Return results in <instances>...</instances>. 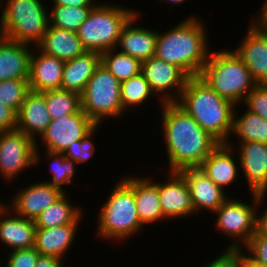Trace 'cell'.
<instances>
[{
  "label": "cell",
  "mask_w": 267,
  "mask_h": 267,
  "mask_svg": "<svg viewBox=\"0 0 267 267\" xmlns=\"http://www.w3.org/2000/svg\"><path fill=\"white\" fill-rule=\"evenodd\" d=\"M29 91L28 79L0 81V103L18 112Z\"/></svg>",
  "instance_id": "e575fe53"
},
{
  "label": "cell",
  "mask_w": 267,
  "mask_h": 267,
  "mask_svg": "<svg viewBox=\"0 0 267 267\" xmlns=\"http://www.w3.org/2000/svg\"><path fill=\"white\" fill-rule=\"evenodd\" d=\"M101 64V54L85 51L74 59L65 61L61 89L82 95L87 82Z\"/></svg>",
  "instance_id": "d4e9b609"
},
{
  "label": "cell",
  "mask_w": 267,
  "mask_h": 267,
  "mask_svg": "<svg viewBox=\"0 0 267 267\" xmlns=\"http://www.w3.org/2000/svg\"><path fill=\"white\" fill-rule=\"evenodd\" d=\"M176 103L220 144L230 140L237 106L220 97L199 76L188 78Z\"/></svg>",
  "instance_id": "3957f363"
},
{
  "label": "cell",
  "mask_w": 267,
  "mask_h": 267,
  "mask_svg": "<svg viewBox=\"0 0 267 267\" xmlns=\"http://www.w3.org/2000/svg\"><path fill=\"white\" fill-rule=\"evenodd\" d=\"M39 256L35 247L11 250L6 267H36Z\"/></svg>",
  "instance_id": "74e56055"
},
{
  "label": "cell",
  "mask_w": 267,
  "mask_h": 267,
  "mask_svg": "<svg viewBox=\"0 0 267 267\" xmlns=\"http://www.w3.org/2000/svg\"><path fill=\"white\" fill-rule=\"evenodd\" d=\"M67 196L68 194L64 193L34 220L36 228H54L70 223H81L82 209L73 206Z\"/></svg>",
  "instance_id": "83f0119b"
},
{
  "label": "cell",
  "mask_w": 267,
  "mask_h": 267,
  "mask_svg": "<svg viewBox=\"0 0 267 267\" xmlns=\"http://www.w3.org/2000/svg\"><path fill=\"white\" fill-rule=\"evenodd\" d=\"M8 209L9 207L6 204L0 202L1 242L4 246L11 247L12 250L34 247L36 237L34 220L13 214L12 210Z\"/></svg>",
  "instance_id": "ac0fdd59"
},
{
  "label": "cell",
  "mask_w": 267,
  "mask_h": 267,
  "mask_svg": "<svg viewBox=\"0 0 267 267\" xmlns=\"http://www.w3.org/2000/svg\"><path fill=\"white\" fill-rule=\"evenodd\" d=\"M168 180L158 182L159 199L164 216L167 219L194 215L190 191L184 177L178 171H168Z\"/></svg>",
  "instance_id": "4fadbf2b"
},
{
  "label": "cell",
  "mask_w": 267,
  "mask_h": 267,
  "mask_svg": "<svg viewBox=\"0 0 267 267\" xmlns=\"http://www.w3.org/2000/svg\"><path fill=\"white\" fill-rule=\"evenodd\" d=\"M17 112L0 103V132L16 129Z\"/></svg>",
  "instance_id": "60d3db41"
},
{
  "label": "cell",
  "mask_w": 267,
  "mask_h": 267,
  "mask_svg": "<svg viewBox=\"0 0 267 267\" xmlns=\"http://www.w3.org/2000/svg\"><path fill=\"white\" fill-rule=\"evenodd\" d=\"M240 249V267H267V265L252 259L247 253Z\"/></svg>",
  "instance_id": "f6af8a7d"
},
{
  "label": "cell",
  "mask_w": 267,
  "mask_h": 267,
  "mask_svg": "<svg viewBox=\"0 0 267 267\" xmlns=\"http://www.w3.org/2000/svg\"><path fill=\"white\" fill-rule=\"evenodd\" d=\"M36 141L17 129L0 132V174L10 181L41 161Z\"/></svg>",
  "instance_id": "30bf717a"
},
{
  "label": "cell",
  "mask_w": 267,
  "mask_h": 267,
  "mask_svg": "<svg viewBox=\"0 0 267 267\" xmlns=\"http://www.w3.org/2000/svg\"><path fill=\"white\" fill-rule=\"evenodd\" d=\"M64 193L45 182H37L19 190L11 205L6 204L14 214L35 220L46 208ZM11 207V208H10Z\"/></svg>",
  "instance_id": "e0dca14e"
},
{
  "label": "cell",
  "mask_w": 267,
  "mask_h": 267,
  "mask_svg": "<svg viewBox=\"0 0 267 267\" xmlns=\"http://www.w3.org/2000/svg\"><path fill=\"white\" fill-rule=\"evenodd\" d=\"M168 171L199 167L220 144L176 102L160 104Z\"/></svg>",
  "instance_id": "6da1fadb"
},
{
  "label": "cell",
  "mask_w": 267,
  "mask_h": 267,
  "mask_svg": "<svg viewBox=\"0 0 267 267\" xmlns=\"http://www.w3.org/2000/svg\"><path fill=\"white\" fill-rule=\"evenodd\" d=\"M50 122L44 95L30 90L17 112L16 129L37 141V136L44 133Z\"/></svg>",
  "instance_id": "d6986e66"
},
{
  "label": "cell",
  "mask_w": 267,
  "mask_h": 267,
  "mask_svg": "<svg viewBox=\"0 0 267 267\" xmlns=\"http://www.w3.org/2000/svg\"><path fill=\"white\" fill-rule=\"evenodd\" d=\"M244 248L252 259L267 265V236L256 231Z\"/></svg>",
  "instance_id": "f35d334b"
},
{
  "label": "cell",
  "mask_w": 267,
  "mask_h": 267,
  "mask_svg": "<svg viewBox=\"0 0 267 267\" xmlns=\"http://www.w3.org/2000/svg\"><path fill=\"white\" fill-rule=\"evenodd\" d=\"M29 44L0 36V81L29 79L32 51Z\"/></svg>",
  "instance_id": "44dd1931"
},
{
  "label": "cell",
  "mask_w": 267,
  "mask_h": 267,
  "mask_svg": "<svg viewBox=\"0 0 267 267\" xmlns=\"http://www.w3.org/2000/svg\"><path fill=\"white\" fill-rule=\"evenodd\" d=\"M257 231L260 234L267 236V207L260 216H257Z\"/></svg>",
  "instance_id": "bcb514c9"
},
{
  "label": "cell",
  "mask_w": 267,
  "mask_h": 267,
  "mask_svg": "<svg viewBox=\"0 0 267 267\" xmlns=\"http://www.w3.org/2000/svg\"><path fill=\"white\" fill-rule=\"evenodd\" d=\"M0 17V36L36 47L49 25L42 0H6Z\"/></svg>",
  "instance_id": "8992f818"
},
{
  "label": "cell",
  "mask_w": 267,
  "mask_h": 267,
  "mask_svg": "<svg viewBox=\"0 0 267 267\" xmlns=\"http://www.w3.org/2000/svg\"><path fill=\"white\" fill-rule=\"evenodd\" d=\"M161 1L166 2V4H168L167 2H169L172 5H179V4L186 2V0H160V2Z\"/></svg>",
  "instance_id": "7dc6e473"
},
{
  "label": "cell",
  "mask_w": 267,
  "mask_h": 267,
  "mask_svg": "<svg viewBox=\"0 0 267 267\" xmlns=\"http://www.w3.org/2000/svg\"><path fill=\"white\" fill-rule=\"evenodd\" d=\"M138 15L133 16L122 28L118 45L122 49L120 52L143 62L155 55L158 32L135 26Z\"/></svg>",
  "instance_id": "7402d4cb"
},
{
  "label": "cell",
  "mask_w": 267,
  "mask_h": 267,
  "mask_svg": "<svg viewBox=\"0 0 267 267\" xmlns=\"http://www.w3.org/2000/svg\"><path fill=\"white\" fill-rule=\"evenodd\" d=\"M97 125L91 132H89L83 139L73 142L63 152L67 159L75 161L78 165L86 163L95 152V144L92 142V136L99 129Z\"/></svg>",
  "instance_id": "d590c367"
},
{
  "label": "cell",
  "mask_w": 267,
  "mask_h": 267,
  "mask_svg": "<svg viewBox=\"0 0 267 267\" xmlns=\"http://www.w3.org/2000/svg\"><path fill=\"white\" fill-rule=\"evenodd\" d=\"M178 172L188 185L195 214L204 209L214 213L228 199L225 190L217 186L199 167Z\"/></svg>",
  "instance_id": "2e32d148"
},
{
  "label": "cell",
  "mask_w": 267,
  "mask_h": 267,
  "mask_svg": "<svg viewBox=\"0 0 267 267\" xmlns=\"http://www.w3.org/2000/svg\"><path fill=\"white\" fill-rule=\"evenodd\" d=\"M81 109L96 124L125 113L121 102V81L102 64L96 69L81 95Z\"/></svg>",
  "instance_id": "ba28073f"
},
{
  "label": "cell",
  "mask_w": 267,
  "mask_h": 267,
  "mask_svg": "<svg viewBox=\"0 0 267 267\" xmlns=\"http://www.w3.org/2000/svg\"><path fill=\"white\" fill-rule=\"evenodd\" d=\"M260 11L256 20L251 21L258 29L267 33V0L263 3Z\"/></svg>",
  "instance_id": "ee69618b"
},
{
  "label": "cell",
  "mask_w": 267,
  "mask_h": 267,
  "mask_svg": "<svg viewBox=\"0 0 267 267\" xmlns=\"http://www.w3.org/2000/svg\"><path fill=\"white\" fill-rule=\"evenodd\" d=\"M238 162L247 180L251 194H267V144L261 142L238 143Z\"/></svg>",
  "instance_id": "5bb4252c"
},
{
  "label": "cell",
  "mask_w": 267,
  "mask_h": 267,
  "mask_svg": "<svg viewBox=\"0 0 267 267\" xmlns=\"http://www.w3.org/2000/svg\"><path fill=\"white\" fill-rule=\"evenodd\" d=\"M98 215L97 234L103 239L126 240L144 227L139 219L133 189L121 178Z\"/></svg>",
  "instance_id": "52a82bcc"
},
{
  "label": "cell",
  "mask_w": 267,
  "mask_h": 267,
  "mask_svg": "<svg viewBox=\"0 0 267 267\" xmlns=\"http://www.w3.org/2000/svg\"><path fill=\"white\" fill-rule=\"evenodd\" d=\"M96 126L81 109L78 113L51 120L40 138L46 151L63 153L70 144L83 139Z\"/></svg>",
  "instance_id": "7c38bea8"
},
{
  "label": "cell",
  "mask_w": 267,
  "mask_h": 267,
  "mask_svg": "<svg viewBox=\"0 0 267 267\" xmlns=\"http://www.w3.org/2000/svg\"><path fill=\"white\" fill-rule=\"evenodd\" d=\"M206 267H240V249H226Z\"/></svg>",
  "instance_id": "ab89813d"
},
{
  "label": "cell",
  "mask_w": 267,
  "mask_h": 267,
  "mask_svg": "<svg viewBox=\"0 0 267 267\" xmlns=\"http://www.w3.org/2000/svg\"><path fill=\"white\" fill-rule=\"evenodd\" d=\"M247 110L267 120V84H258L244 99Z\"/></svg>",
  "instance_id": "8d00e7d4"
},
{
  "label": "cell",
  "mask_w": 267,
  "mask_h": 267,
  "mask_svg": "<svg viewBox=\"0 0 267 267\" xmlns=\"http://www.w3.org/2000/svg\"><path fill=\"white\" fill-rule=\"evenodd\" d=\"M134 9L118 5L96 4L77 31L86 51L102 54L118 46L122 28L137 14Z\"/></svg>",
  "instance_id": "5b68a950"
},
{
  "label": "cell",
  "mask_w": 267,
  "mask_h": 267,
  "mask_svg": "<svg viewBox=\"0 0 267 267\" xmlns=\"http://www.w3.org/2000/svg\"><path fill=\"white\" fill-rule=\"evenodd\" d=\"M228 141L219 144L202 162L199 168L222 189L238 177V166L234 161L233 145Z\"/></svg>",
  "instance_id": "cb8c5ba5"
},
{
  "label": "cell",
  "mask_w": 267,
  "mask_h": 267,
  "mask_svg": "<svg viewBox=\"0 0 267 267\" xmlns=\"http://www.w3.org/2000/svg\"><path fill=\"white\" fill-rule=\"evenodd\" d=\"M199 77L218 95L239 105L258 85L233 50L210 52Z\"/></svg>",
  "instance_id": "277c9868"
},
{
  "label": "cell",
  "mask_w": 267,
  "mask_h": 267,
  "mask_svg": "<svg viewBox=\"0 0 267 267\" xmlns=\"http://www.w3.org/2000/svg\"><path fill=\"white\" fill-rule=\"evenodd\" d=\"M151 95H155L142 73L121 82V102L123 111L143 105Z\"/></svg>",
  "instance_id": "1f68e13d"
},
{
  "label": "cell",
  "mask_w": 267,
  "mask_h": 267,
  "mask_svg": "<svg viewBox=\"0 0 267 267\" xmlns=\"http://www.w3.org/2000/svg\"><path fill=\"white\" fill-rule=\"evenodd\" d=\"M62 261L56 257L40 255L36 267H64Z\"/></svg>",
  "instance_id": "7bdbcfd3"
},
{
  "label": "cell",
  "mask_w": 267,
  "mask_h": 267,
  "mask_svg": "<svg viewBox=\"0 0 267 267\" xmlns=\"http://www.w3.org/2000/svg\"><path fill=\"white\" fill-rule=\"evenodd\" d=\"M79 223H70L54 228H36L35 249L42 256L63 260L78 233Z\"/></svg>",
  "instance_id": "484cf974"
},
{
  "label": "cell",
  "mask_w": 267,
  "mask_h": 267,
  "mask_svg": "<svg viewBox=\"0 0 267 267\" xmlns=\"http://www.w3.org/2000/svg\"><path fill=\"white\" fill-rule=\"evenodd\" d=\"M45 97L47 110L51 120L66 114H75L81 110V95L62 90H45L41 92Z\"/></svg>",
  "instance_id": "4dcf8cb0"
},
{
  "label": "cell",
  "mask_w": 267,
  "mask_h": 267,
  "mask_svg": "<svg viewBox=\"0 0 267 267\" xmlns=\"http://www.w3.org/2000/svg\"><path fill=\"white\" fill-rule=\"evenodd\" d=\"M251 195L252 205L242 202V200L239 201L237 198L228 197L214 212L217 215L214 224L217 230L236 240L228 245V249H242V246H245L257 231L258 206L263 203L265 195Z\"/></svg>",
  "instance_id": "9c48e42d"
},
{
  "label": "cell",
  "mask_w": 267,
  "mask_h": 267,
  "mask_svg": "<svg viewBox=\"0 0 267 267\" xmlns=\"http://www.w3.org/2000/svg\"><path fill=\"white\" fill-rule=\"evenodd\" d=\"M35 55L32 52L29 73V88L32 91L61 89L62 74L65 62L41 50Z\"/></svg>",
  "instance_id": "603a6c76"
},
{
  "label": "cell",
  "mask_w": 267,
  "mask_h": 267,
  "mask_svg": "<svg viewBox=\"0 0 267 267\" xmlns=\"http://www.w3.org/2000/svg\"><path fill=\"white\" fill-rule=\"evenodd\" d=\"M231 133L238 136L239 143L257 141L267 144V120L247 109L241 117L234 111Z\"/></svg>",
  "instance_id": "f1b7e54d"
},
{
  "label": "cell",
  "mask_w": 267,
  "mask_h": 267,
  "mask_svg": "<svg viewBox=\"0 0 267 267\" xmlns=\"http://www.w3.org/2000/svg\"><path fill=\"white\" fill-rule=\"evenodd\" d=\"M197 17L185 18L157 36L155 57L177 65L189 77L199 76L209 56L205 25Z\"/></svg>",
  "instance_id": "7a4b0ae2"
},
{
  "label": "cell",
  "mask_w": 267,
  "mask_h": 267,
  "mask_svg": "<svg viewBox=\"0 0 267 267\" xmlns=\"http://www.w3.org/2000/svg\"><path fill=\"white\" fill-rule=\"evenodd\" d=\"M53 6H77V7H94L97 3L94 4L93 1L96 0H52Z\"/></svg>",
  "instance_id": "b9f144b4"
},
{
  "label": "cell",
  "mask_w": 267,
  "mask_h": 267,
  "mask_svg": "<svg viewBox=\"0 0 267 267\" xmlns=\"http://www.w3.org/2000/svg\"><path fill=\"white\" fill-rule=\"evenodd\" d=\"M117 49H110L101 54V64L119 81L127 80L141 73L142 62Z\"/></svg>",
  "instance_id": "f546056e"
},
{
  "label": "cell",
  "mask_w": 267,
  "mask_h": 267,
  "mask_svg": "<svg viewBox=\"0 0 267 267\" xmlns=\"http://www.w3.org/2000/svg\"><path fill=\"white\" fill-rule=\"evenodd\" d=\"M134 191L135 204L141 224L147 225L159 219L164 220L162 213L158 182H153L152 177L122 178Z\"/></svg>",
  "instance_id": "ffe728a7"
},
{
  "label": "cell",
  "mask_w": 267,
  "mask_h": 267,
  "mask_svg": "<svg viewBox=\"0 0 267 267\" xmlns=\"http://www.w3.org/2000/svg\"><path fill=\"white\" fill-rule=\"evenodd\" d=\"M141 73L155 96L157 94V98L161 97V104L177 102L189 78L177 65L166 63L155 56L142 62Z\"/></svg>",
  "instance_id": "8fae6325"
},
{
  "label": "cell",
  "mask_w": 267,
  "mask_h": 267,
  "mask_svg": "<svg viewBox=\"0 0 267 267\" xmlns=\"http://www.w3.org/2000/svg\"><path fill=\"white\" fill-rule=\"evenodd\" d=\"M45 157H47L50 162V171L52 173L51 180L43 181L48 183L49 185L59 189L61 192L65 193L63 186L64 184L73 183L72 178L76 175L75 170L76 165H78L75 161L67 159L63 153L59 152H44Z\"/></svg>",
  "instance_id": "836d02e7"
},
{
  "label": "cell",
  "mask_w": 267,
  "mask_h": 267,
  "mask_svg": "<svg viewBox=\"0 0 267 267\" xmlns=\"http://www.w3.org/2000/svg\"><path fill=\"white\" fill-rule=\"evenodd\" d=\"M49 14V24L56 28L77 32L88 18L93 7L52 6Z\"/></svg>",
  "instance_id": "d6a6232c"
},
{
  "label": "cell",
  "mask_w": 267,
  "mask_h": 267,
  "mask_svg": "<svg viewBox=\"0 0 267 267\" xmlns=\"http://www.w3.org/2000/svg\"><path fill=\"white\" fill-rule=\"evenodd\" d=\"M248 27L245 38L233 51L258 84H267V33L252 22Z\"/></svg>",
  "instance_id": "9a60e30c"
},
{
  "label": "cell",
  "mask_w": 267,
  "mask_h": 267,
  "mask_svg": "<svg viewBox=\"0 0 267 267\" xmlns=\"http://www.w3.org/2000/svg\"><path fill=\"white\" fill-rule=\"evenodd\" d=\"M36 50H41L64 62L74 59L86 51L77 32L56 28L50 24L43 39L36 46Z\"/></svg>",
  "instance_id": "4316f807"
}]
</instances>
